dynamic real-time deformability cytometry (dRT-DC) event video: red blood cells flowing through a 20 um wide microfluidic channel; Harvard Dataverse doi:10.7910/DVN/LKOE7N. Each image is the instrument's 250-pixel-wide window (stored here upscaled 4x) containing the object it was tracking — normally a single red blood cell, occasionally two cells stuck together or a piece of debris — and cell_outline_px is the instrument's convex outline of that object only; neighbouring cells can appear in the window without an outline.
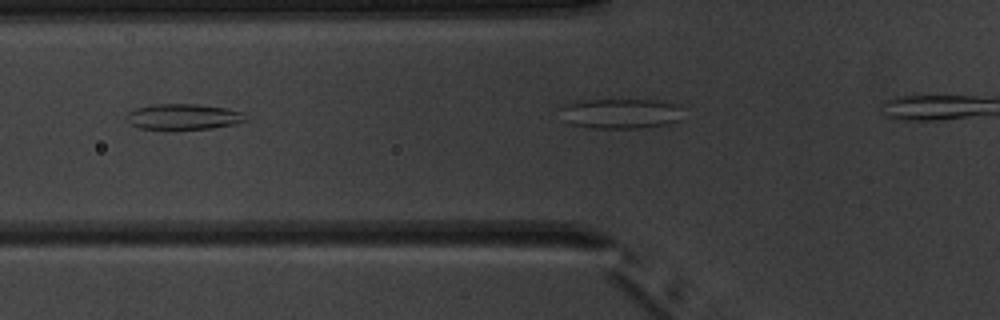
{"species": "common noctule bat (a hibernating species)", "species_latin": "Nyctalus noctula", "temperature_condition": "warm", "stored_images_in_passage": 5, "camera_frame_rate_fps": 3000, "um_per_image_px": 0.085, "animal": {"sex": "male", "body_mass_g": 20.1, "forearm_length_mm": 53.5}, "frame": {"image": 1, "passage_image": 2, "time_ms": 1.0, "image_size_px": [1000, 320], "cell_outline_px": [[248, 120], [236, 124], [212, 128], [176, 132], [140, 128], [132, 124], [124, 116], [128, 112], [136, 108], [152, 104], [196, 104], [224, 108], [244, 112]], "centroid_in_image_um": [15.58, 9.96], "position_along_channel_um": 110.2, "area_um2": 18.61}}